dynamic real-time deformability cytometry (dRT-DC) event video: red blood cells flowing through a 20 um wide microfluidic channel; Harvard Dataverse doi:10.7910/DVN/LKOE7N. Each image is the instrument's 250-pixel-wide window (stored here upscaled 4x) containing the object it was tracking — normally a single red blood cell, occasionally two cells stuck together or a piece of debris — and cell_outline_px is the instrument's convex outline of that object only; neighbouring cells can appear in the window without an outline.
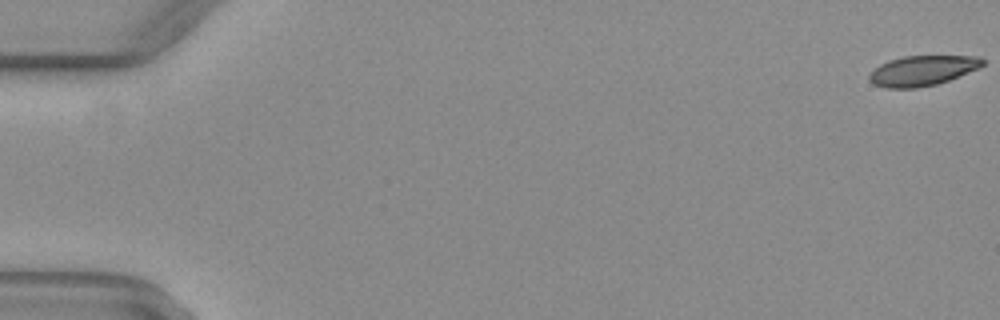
{"species": "common noctule bat (a hibernating species)", "species_latin": "Nyctalus noctula", "temperature_condition": "warm", "stored_images_in_passage": 52, "camera_frame_rate_fps": 3000, "um_per_image_px": 0.085, "animal": {"sex": "female", "body_mass_g": 29.2, "forearm_length_mm": 56.3}, "frame": {"image": 1, "passage_image": 1, "time_ms": 0.0, "image_size_px": [1000, 320], "cell_outline_px": [[984, 64], [980, 68], [948, 80], [936, 84], [916, 88], [888, 88], [872, 84], [868, 80], [868, 76], [880, 64], [888, 60], [904, 56], [980, 56], [984, 60]], "centroid_in_image_um": [78.4, 6.0], "position_along_channel_um": 6.6, "area_um2": 19.88}}
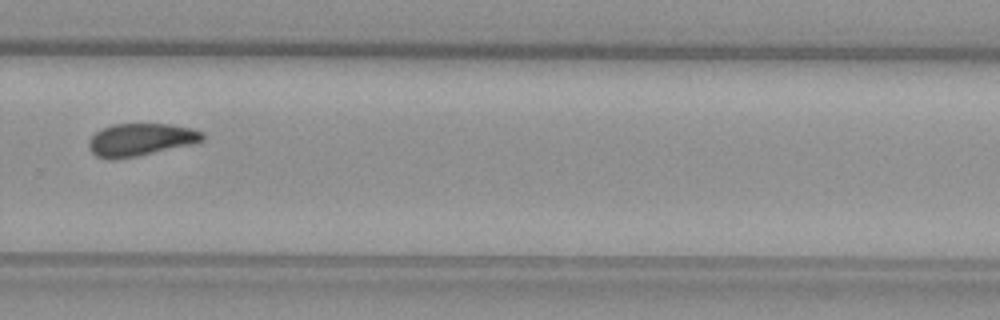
{"frame": {"image": 2, "passage_image": 37, "time_ms": 12.0, "image_size_px": [1000, 320], "cell_outline_px": [[204, 140], [192, 144], [136, 156], [116, 160], [108, 160], [96, 156], [88, 148], [88, 140], [100, 128], [112, 124], [172, 124], [192, 128], [204, 132]], "centroid_in_image_um": [11.93, 11.87], "position_along_channel_um": 317.9, "area_um2": 21.79}}
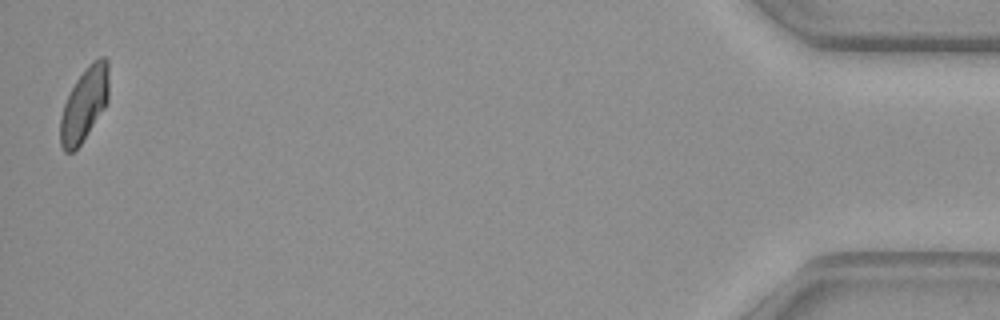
{"frame": {"image": 3, "passage_image": 52, "time_ms": 17.0, "image_size_px": [1000, 320], "cell_outline_px": [[108, 100], [104, 108], [80, 144], [72, 152], [64, 152], [60, 144], [60, 116], [64, 104], [76, 80], [88, 64], [92, 60], [100, 56], [104, 56], [108, 60]], "centroid_in_image_um": [7.16, 8.83], "position_along_channel_um": 428.0, "area_um2": 20.63}, "authors_computed_cell_mechanics": {"area_um2": 21.5883, "velocity_mm_per_s": 4.0652, "shape_relaxation_time_tau1_ms": 9.123, "shape_relaxation_time_tau2_ms": 3.4429, "deformation_change_tau1": 0.1619, "deformation_change_tau2": 0.0848}}